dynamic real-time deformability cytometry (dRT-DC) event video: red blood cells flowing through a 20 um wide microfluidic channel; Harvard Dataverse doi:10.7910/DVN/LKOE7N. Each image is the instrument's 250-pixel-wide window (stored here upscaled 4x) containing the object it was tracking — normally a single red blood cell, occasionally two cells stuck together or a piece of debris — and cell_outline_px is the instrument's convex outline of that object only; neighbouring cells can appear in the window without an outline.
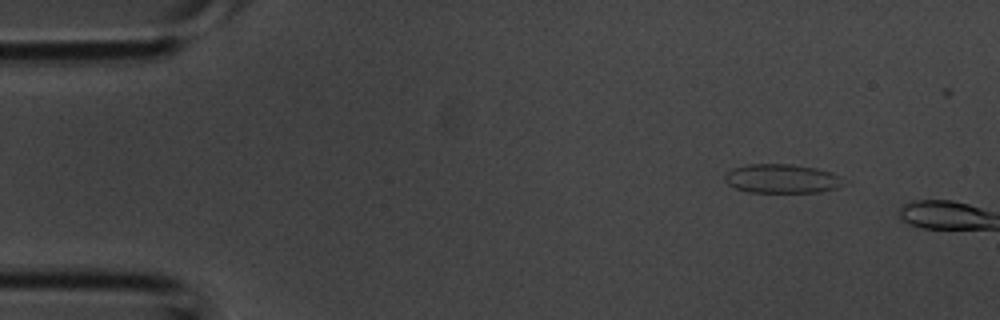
{"species": "common noctule bat (a hibernating species)", "species_latin": "Nyctalus noctula", "temperature_condition": "room temperature", "stored_images_in_passage": 2, "camera_frame_rate_fps": 3000, "um_per_image_px": 0.085, "animal": {"sex": "male", "body_mass_g": 20.1, "forearm_length_mm": 53.5}, "frame": {"image": 1, "passage_image": 1, "time_ms": 0.0, "image_size_px": [1000, 320], "cell_outline_px": [[848, 184], [836, 188], [820, 192], [748, 192], [736, 188], [728, 184], [724, 180], [724, 176], [732, 168], [748, 164], [792, 164], [816, 168], [832, 172], [848, 180]], "centroid_in_image_um": [66.53, 15.18], "position_along_channel_um": 18.5, "area_um2": 20.4}}